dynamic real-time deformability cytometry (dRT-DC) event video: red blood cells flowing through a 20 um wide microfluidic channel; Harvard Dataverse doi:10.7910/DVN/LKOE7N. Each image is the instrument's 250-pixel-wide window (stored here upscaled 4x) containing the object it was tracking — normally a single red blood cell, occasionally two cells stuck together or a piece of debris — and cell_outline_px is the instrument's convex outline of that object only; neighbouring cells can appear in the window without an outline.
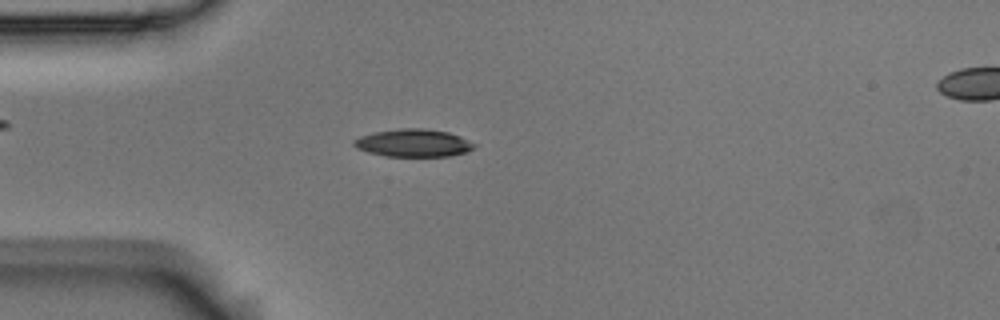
{"species": "Egyptian fruit bat (a non-hibernating species)", "species_latin": "Rousettus aegyptiacus", "temperature_condition": "room temperature", "stored_images_in_passage": 5, "segment_of_instrument_passage": [1, 2], "camera_frame_rate_fps": 3000, "um_per_image_px": 0.085, "animal": {"sex": "male"}, "frame": {"image": 1, "passage_image": 4, "time_ms": 1.0, "image_size_px": [1000, 320], "cell_outline_px": [[476, 148], [468, 152], [452, 156], [384, 156], [368, 152], [356, 148], [352, 144], [352, 140], [360, 136], [372, 132], [400, 128], [424, 128], [448, 132], [460, 136], [476, 144]], "centroid_in_image_um": [35.14, 12.15], "position_along_channel_um": 49.9, "area_um2": 19.71}}